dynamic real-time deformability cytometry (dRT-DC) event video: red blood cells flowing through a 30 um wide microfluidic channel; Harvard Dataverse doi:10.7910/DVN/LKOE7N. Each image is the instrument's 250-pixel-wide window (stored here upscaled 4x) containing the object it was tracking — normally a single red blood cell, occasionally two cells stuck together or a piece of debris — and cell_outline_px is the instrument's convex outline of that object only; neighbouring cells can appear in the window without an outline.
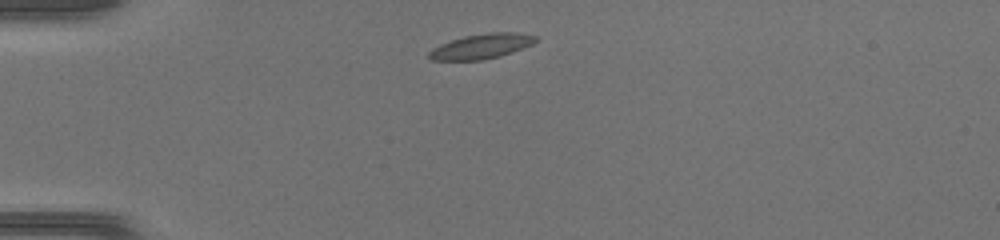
{"species": "common noctule bat (a hibernating species)", "species_latin": "Nyctalus noctula", "temperature_condition": "warm", "stored_images_in_passage": 36, "camera_frame_rate_fps": 3000, "um_per_image_px": 0.085, "animal": {"sex": "female", "body_mass_g": 17.0, "forearm_length_mm": 48.0}, "frame": {"image": 1, "passage_image": 1, "time_ms": 0.0, "image_size_px": [1000, 240], "cell_outline_px": [[536, 40], [532, 44], [500, 56], [480, 60], [432, 60], [428, 56], [428, 52], [432, 48], [440, 44], [464, 36], [488, 32], [512, 32], [536, 36]], "centroid_in_image_um": [40.88, 3.93], "position_along_channel_um": 44.1, "area_um2": 15.26}}
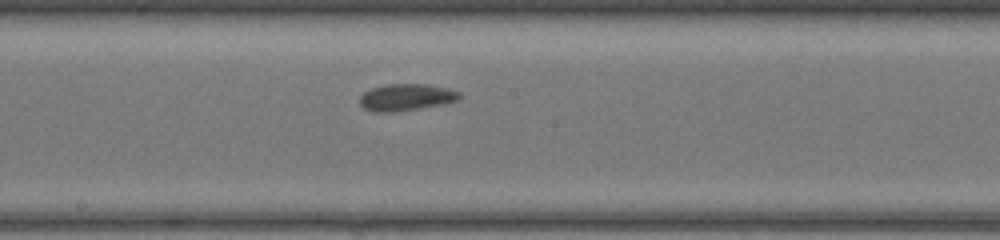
{"frame": {"image": 2, "passage_image": 15, "time_ms": 4.667, "image_size_px": [1000, 240], "cell_outline_px": [[460, 96], [456, 100], [444, 104], [392, 112], [372, 112], [364, 108], [360, 104], [360, 96], [364, 92], [372, 88], [388, 84], [428, 84], [448, 88], [460, 92]], "centroid_in_image_um": [34.51, 8.26], "position_along_channel_um": 213.7, "area_um2": 15.49}}
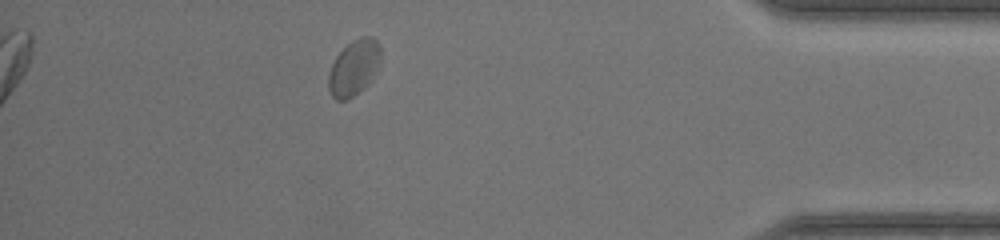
{"frame": {"image": 3, "passage_image": 31, "time_ms": 10.0, "image_size_px": [1000, 240], "cell_outline_px": [[380, 64], [368, 84], [364, 88], [352, 96], [344, 100], [336, 100], [332, 96], [328, 88], [328, 76], [332, 64], [336, 56], [352, 40], [364, 36], [372, 36], [380, 44]], "centroid_in_image_um": [30.09, 5.74], "position_along_channel_um": 405.1, "area_um2": 16.82}}